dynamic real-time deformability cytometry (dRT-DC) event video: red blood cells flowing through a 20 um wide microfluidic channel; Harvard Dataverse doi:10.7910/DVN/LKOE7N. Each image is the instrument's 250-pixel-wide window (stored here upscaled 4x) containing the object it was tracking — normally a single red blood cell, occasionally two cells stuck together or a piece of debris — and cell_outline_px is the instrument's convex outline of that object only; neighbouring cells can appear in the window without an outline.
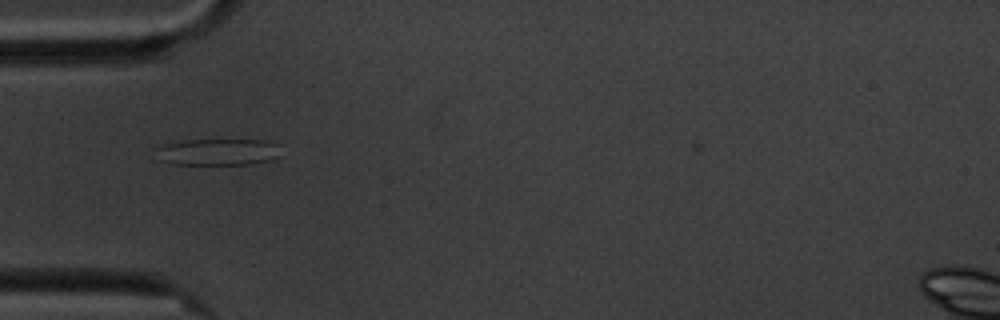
{"species": "common noctule bat (a hibernating species)", "species_latin": "Nyctalus noctula", "temperature_condition": "cold", "stored_images_in_passage": 52, "camera_frame_rate_fps": 3000, "um_per_image_px": 0.085, "animal": {"sex": "male", "body_mass_g": 20.1, "forearm_length_mm": 53.5}, "frame": {"image": 1, "passage_image": 12, "time_ms": 3.667, "image_size_px": [1000, 320], "cell_outline_px": [[280, 144], [276, 156], [268, 160], [252, 164], [172, 164], [160, 160], [156, 148], [164, 144], [188, 140], [264, 140]], "centroid_in_image_um": [18.51, 12.91], "position_along_channel_um": 66.5, "area_um2": 19.13}}
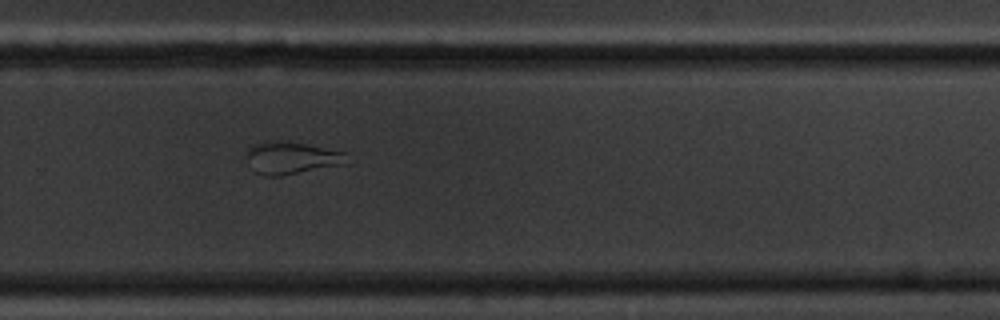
{"frame": {"image": 2, "passage_image": 33, "time_ms": 10.667, "image_size_px": [1000, 320], "cell_outline_px": [[348, 164], [280, 176], [264, 176], [256, 172], [244, 152], [252, 144], [268, 140], [304, 144], [344, 152]], "centroid_in_image_um": [24.75, 13.43], "position_along_channel_um": 305.0, "area_um2": 18.73}}
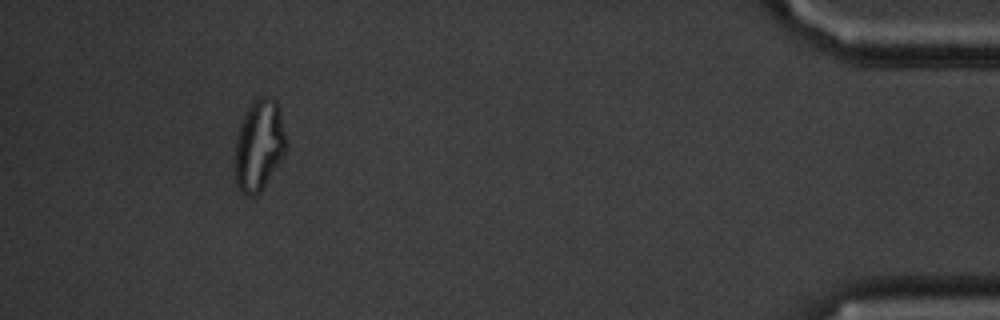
{"frame": {"image": 3, "passage_image": 48, "time_ms": 15.667, "image_size_px": [1000, 320], "cell_outline_px": [[288, 148], [284, 156], [260, 192], [256, 196], [244, 196], [240, 192], [236, 184], [232, 164], [232, 156], [236, 136], [244, 112], [252, 100], [260, 96], [268, 96], [276, 100], [280, 112], [288, 140]], "centroid_in_image_um": [21.98, 12.37], "position_along_channel_um": 413.2, "area_um2": 28.5}, "authors_computed_cell_mechanics": {"area_um2": 17.9758, "velocity_mm_per_s": 3.4122, "shape_relaxation_time_tau1_ms": null, "shape_relaxation_time_tau2_ms": 2.3959, "deformation_change_tau1": null, "deformation_change_tau2": 0.0925}}